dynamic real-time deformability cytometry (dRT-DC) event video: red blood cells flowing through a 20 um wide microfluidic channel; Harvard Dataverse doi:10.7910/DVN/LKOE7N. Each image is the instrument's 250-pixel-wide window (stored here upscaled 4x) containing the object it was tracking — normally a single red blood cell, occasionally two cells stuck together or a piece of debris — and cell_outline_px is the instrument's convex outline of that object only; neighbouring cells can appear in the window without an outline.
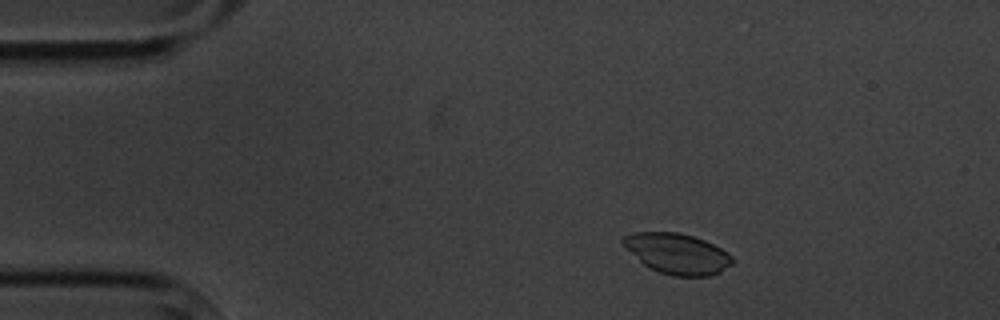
{"species": "common noctule bat (a hibernating species)", "species_latin": "Nyctalus noctula", "temperature_condition": "cold", "stored_images_in_passage": 4, "camera_frame_rate_fps": 3000, "um_per_image_px": 0.085, "animal": {"sex": "male", "body_mass_g": 20.1, "forearm_length_mm": 53.5}, "frame": {"image": 1, "passage_image": 2, "time_ms": 1.0, "image_size_px": [1000, 320], "cell_outline_px": [[732, 264], [720, 272], [708, 276], [672, 276], [648, 268], [624, 248], [620, 244], [620, 240], [624, 236], [636, 232], [680, 232], [704, 240], [728, 252], [732, 256]], "centroid_in_image_um": [57.52, 21.56], "position_along_channel_um": 27.5, "area_um2": 25.95}}